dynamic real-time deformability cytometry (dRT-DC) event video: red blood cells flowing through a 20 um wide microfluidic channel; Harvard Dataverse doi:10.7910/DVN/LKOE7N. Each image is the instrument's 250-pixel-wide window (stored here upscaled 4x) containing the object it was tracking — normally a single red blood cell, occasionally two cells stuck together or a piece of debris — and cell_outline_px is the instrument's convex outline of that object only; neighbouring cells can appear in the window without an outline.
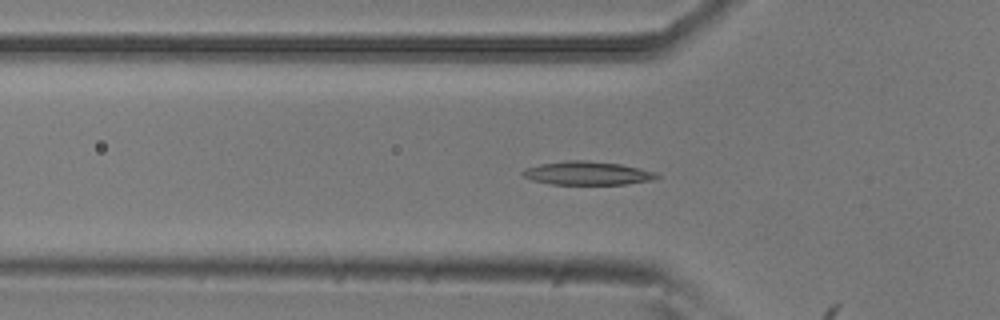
{"species": "common noctule bat (a hibernating species)", "species_latin": "Nyctalus noctula", "temperature_condition": "room temperature", "stored_images_in_passage": 18, "camera_frame_rate_fps": 3000, "um_per_image_px": 0.085, "animal": {"sex": "male", "body_mass_g": 20.5, "forearm_length_mm": 52.5}, "frame": {"image": 1, "passage_image": 16, "time_ms": 5.0, "image_size_px": [1000, 320], "cell_outline_px": [[660, 176], [652, 180], [624, 184], [552, 184], [532, 180], [524, 176], [520, 172], [524, 168], [540, 164], [568, 160], [584, 160], [620, 164], [656, 172]], "centroid_in_image_um": [49.9, 14.72], "position_along_channel_um": 75.9, "area_um2": 18.21}}